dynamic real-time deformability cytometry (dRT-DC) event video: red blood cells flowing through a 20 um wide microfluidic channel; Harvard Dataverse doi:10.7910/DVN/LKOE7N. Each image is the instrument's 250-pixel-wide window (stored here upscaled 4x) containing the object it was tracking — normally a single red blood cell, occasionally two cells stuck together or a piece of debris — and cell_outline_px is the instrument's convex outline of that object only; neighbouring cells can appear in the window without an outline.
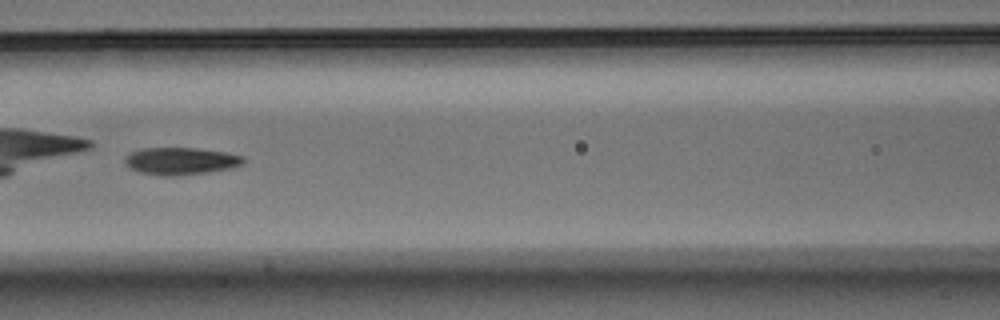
{"species": "Egyptian fruit bat (a non-hibernating species)", "species_latin": "Rousettus aegyptiacus", "temperature_condition": "warm", "stored_images_in_passage": 56, "camera_frame_rate_fps": 3000, "um_per_image_px": 0.085, "animal": {"sex": "male"}, "frame": {"image": 1, "passage_image": 25, "time_ms": 8.0, "image_size_px": [1000, 320], "cell_outline_px": [[244, 164], [232, 168], [208, 172], [176, 176], [164, 176], [140, 172], [124, 164], [124, 156], [128, 152], [140, 148], [196, 148], [228, 152], [244, 156]], "centroid_in_image_um": [15.36, 13.68], "position_along_channel_um": 151.2, "area_um2": 19.13}}
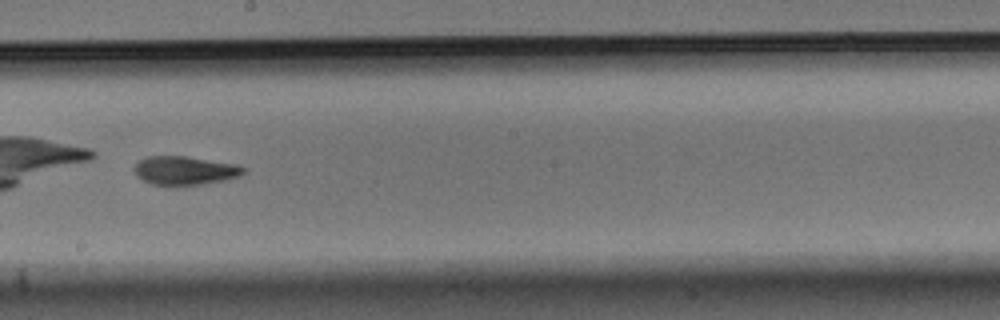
{"frame": {"image": 2, "passage_image": 32, "time_ms": 10.333, "image_size_px": [1000, 320], "cell_outline_px": [[248, 168], [240, 176], [224, 180], [204, 184], [172, 188], [152, 184], [136, 176], [132, 168], [140, 160], [148, 156], [188, 156], [236, 164]], "centroid_in_image_um": [15.7, 14.52], "position_along_channel_um": 232.5, "area_um2": 18.9}, "authors_computed_cell_mechanics": {"area_um2": 19.7387, "velocity_mm_per_s": 3.4854, "shape_relaxation_time_tau1_ms": 5.4477, "shape_relaxation_time_tau2_ms": 2.6718, "deformation_change_tau1": 0.1825, "deformation_change_tau2": 0.093}}